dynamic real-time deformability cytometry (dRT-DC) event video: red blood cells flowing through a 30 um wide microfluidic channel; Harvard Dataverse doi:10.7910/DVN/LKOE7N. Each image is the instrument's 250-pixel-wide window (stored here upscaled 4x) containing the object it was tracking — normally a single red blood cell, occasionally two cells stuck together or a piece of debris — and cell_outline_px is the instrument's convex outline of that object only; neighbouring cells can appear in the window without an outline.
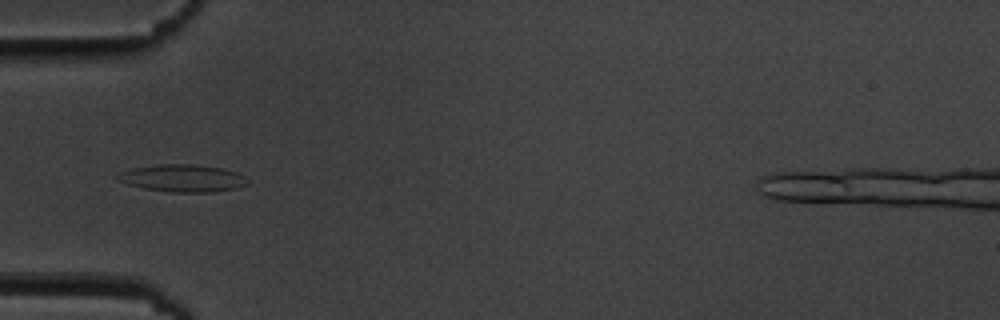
{"species": "common noctule bat (a hibernating species)", "species_latin": "Nyctalus noctula", "temperature_condition": "cold", "stored_images_in_passage": 8, "camera_frame_rate_fps": 3000, "um_per_image_px": 0.085, "animal": {"sex": "male", "body_mass_g": 19.5, "forearm_length_mm": 54.6}, "frame": {"image": 1, "passage_image": 6, "time_ms": 5.667, "image_size_px": [1000, 320], "cell_outline_px": [[248, 184], [236, 188], [212, 192], [172, 192], [144, 188], [128, 184], [116, 180], [116, 176], [120, 172], [132, 168], [160, 164], [192, 164], [220, 168], [236, 172], [244, 176], [248, 180]], "centroid_in_image_um": [15.51, 15.14], "position_along_channel_um": 69.5, "area_um2": 20.58}}
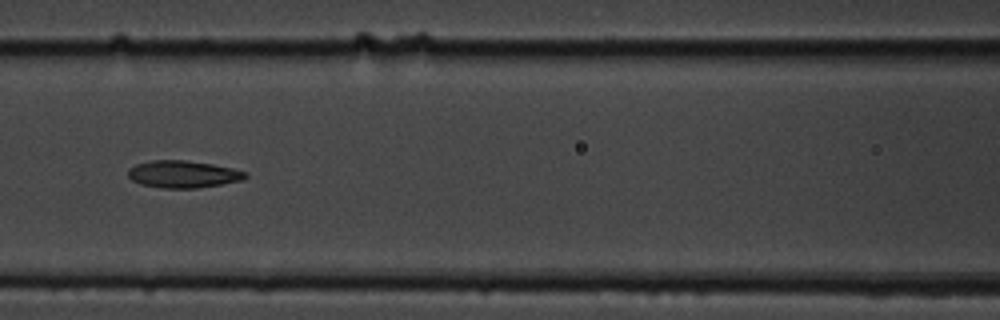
{"frame": {"image": 2, "passage_image": 8, "time_ms": 8.0, "image_size_px": [1000, 320], "cell_outline_px": [[248, 176], [244, 180], [196, 188], [164, 188], [140, 184], [132, 180], [128, 176], [128, 168], [136, 164], [152, 160], [184, 160], [212, 164], [232, 168], [248, 172]], "centroid_in_image_um": [15.57, 14.8], "position_along_channel_um": 151.0, "area_um2": 18.61}}